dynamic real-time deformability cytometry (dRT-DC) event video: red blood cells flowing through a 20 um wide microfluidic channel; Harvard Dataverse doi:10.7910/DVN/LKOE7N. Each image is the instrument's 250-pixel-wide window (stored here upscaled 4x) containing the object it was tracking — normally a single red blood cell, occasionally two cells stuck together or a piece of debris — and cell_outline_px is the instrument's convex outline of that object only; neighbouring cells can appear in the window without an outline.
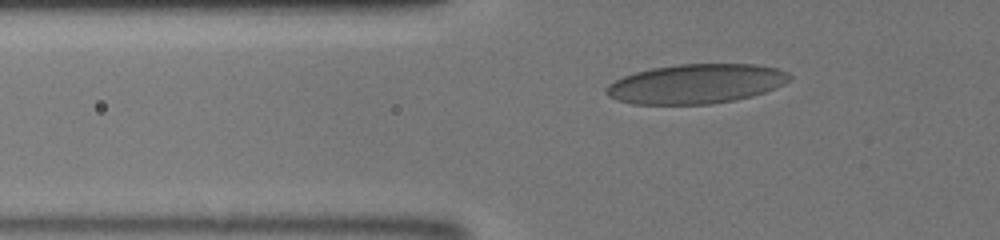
{"species": "human", "species_latin": "Homo sapiens", "temperature_condition": "room temperature", "stored_images_in_passage": 48, "segment_of_instrument_passage": [1, 2], "camera_frame_rate_fps": 3000, "um_per_image_px": 0.085, "donor": {"sex": "male"}, "frame": {"image": 1, "passage_image": 16, "time_ms": 5.0, "image_size_px": [1000, 240], "cell_outline_px": [[792, 80], [776, 88], [752, 96], [736, 100], [712, 104], [632, 104], [616, 100], [608, 96], [604, 92], [604, 88], [608, 84], [624, 76], [636, 72], [652, 68], [680, 64], [756, 64], [776, 68], [788, 72], [792, 76]], "centroid_in_image_um": [59.18, 7.13], "position_along_channel_um": 66.6, "area_um2": 42.48}}
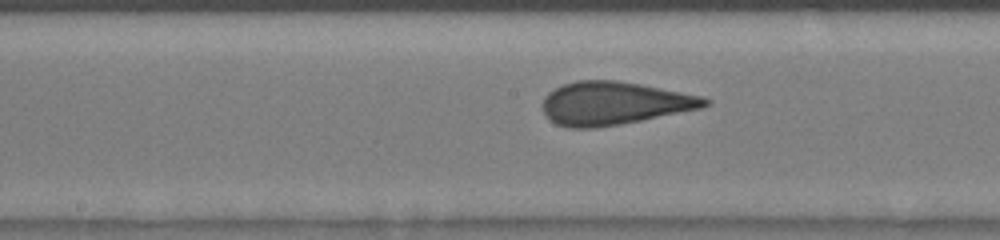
{"frame": {"image": 2, "passage_image": 26, "time_ms": 8.333, "image_size_px": [1000, 240], "cell_outline_px": [[712, 104], [700, 108], [620, 124], [596, 128], [568, 128], [556, 124], [548, 120], [544, 116], [544, 96], [548, 92], [564, 84], [576, 80], [616, 80], [640, 84], [704, 96], [712, 100]], "centroid_in_image_um": [52.19, 8.78], "position_along_channel_um": 196.0, "area_um2": 40.75}}
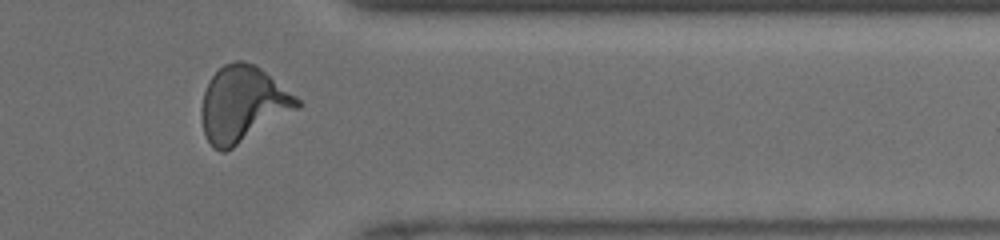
{"frame": {"image": 3, "passage_image": 40, "time_ms": 13.0, "image_size_px": [1000, 240], "cell_outline_px": [[304, 104], [300, 108], [232, 148], [224, 152], [220, 152], [212, 148], [204, 132], [200, 116], [200, 108], [204, 92], [212, 76], [224, 64], [236, 60], [244, 60], [256, 64], [296, 96]], "centroid_in_image_um": [20.64, 8.85], "position_along_channel_um": 390.8, "area_um2": 42.43}}